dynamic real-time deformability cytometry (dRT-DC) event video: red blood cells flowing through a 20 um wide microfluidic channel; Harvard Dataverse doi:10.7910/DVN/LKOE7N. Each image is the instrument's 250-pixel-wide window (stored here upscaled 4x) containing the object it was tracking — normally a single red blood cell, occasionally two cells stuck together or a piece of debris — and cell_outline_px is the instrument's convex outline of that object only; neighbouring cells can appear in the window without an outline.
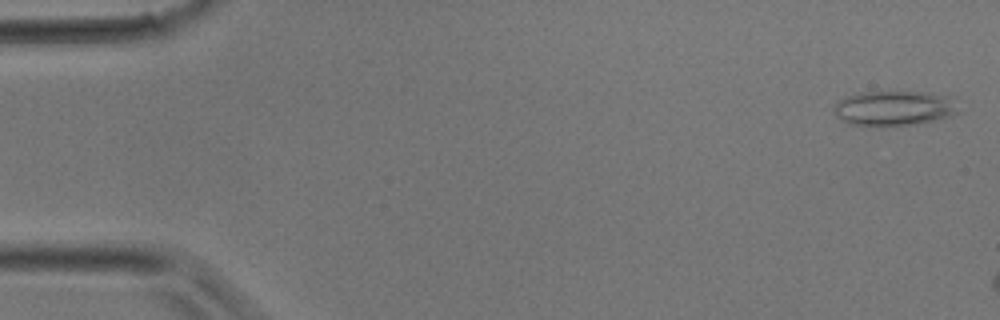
{"species": "common noctule bat (a hibernating species)", "species_latin": "Nyctalus noctula", "temperature_condition": "room temperature", "stored_images_in_passage": 6, "camera_frame_rate_fps": 3000, "um_per_image_px": 0.085, "animal": {"sex": "male", "body_mass_g": 17.9}, "frame": {"image": 1, "passage_image": 1, "time_ms": 0.0, "image_size_px": [1000, 320], "cell_outline_px": [[960, 112], [956, 116], [916, 124], [892, 128], [876, 128], [848, 124], [836, 116], [832, 112], [832, 108], [844, 96], [860, 92], [924, 92], [948, 96]], "centroid_in_image_um": [75.95, 9.25], "position_along_channel_um": 9.1, "area_um2": 26.24}}